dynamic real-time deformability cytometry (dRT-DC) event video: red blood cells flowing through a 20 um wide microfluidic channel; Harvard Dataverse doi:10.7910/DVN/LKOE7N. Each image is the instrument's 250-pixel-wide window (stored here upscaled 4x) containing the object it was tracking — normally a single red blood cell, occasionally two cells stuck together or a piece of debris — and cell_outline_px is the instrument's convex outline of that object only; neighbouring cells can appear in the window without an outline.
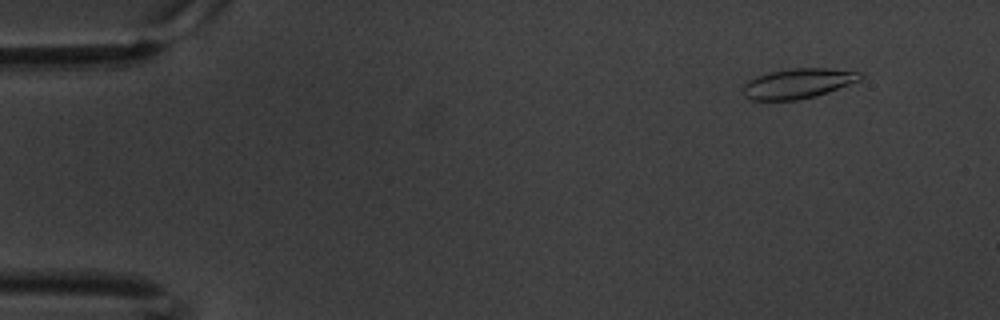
{"species": "common noctule bat (a hibernating species)", "species_latin": "Nyctalus noctula", "temperature_condition": "warm", "stored_images_in_passage": 56, "camera_frame_rate_fps": 3000, "um_per_image_px": 0.085, "animal": {"sex": "male", "body_mass_g": 20.1, "forearm_length_mm": 53.5}, "frame": {"image": 1, "passage_image": 1, "time_ms": 0.0, "image_size_px": [1000, 320], "cell_outline_px": [[864, 76], [860, 80], [828, 92], [816, 96], [796, 100], [748, 100], [744, 96], [744, 84], [748, 80], [756, 76], [768, 72], [792, 68], [828, 68], [864, 72]], "centroid_in_image_um": [67.84, 7.09], "position_along_channel_um": 17.2, "area_um2": 20.63}}
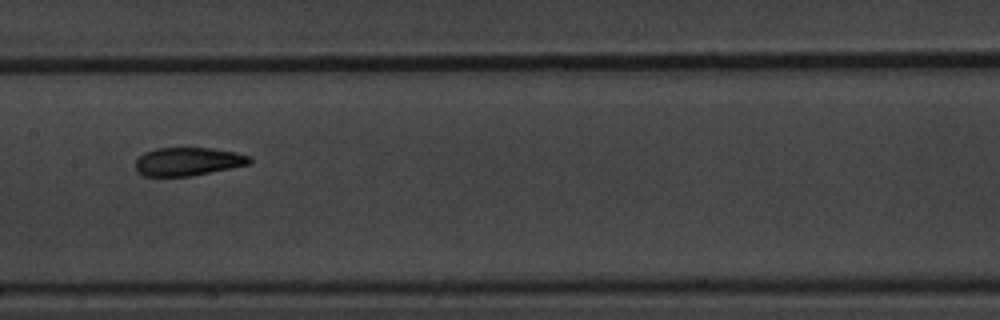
{"frame": {"image": 2, "passage_image": 26, "time_ms": 8.333, "image_size_px": [1000, 320], "cell_outline_px": [[252, 164], [192, 176], [144, 176], [136, 172], [136, 160], [144, 152], [156, 148], [212, 148], [236, 152], [248, 156], [252, 160]], "centroid_in_image_um": [15.99, 13.73], "position_along_channel_um": 191.4, "area_um2": 18.96}}
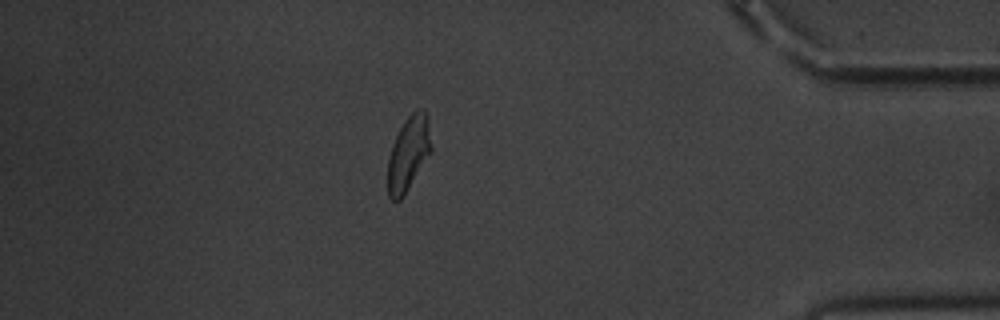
{"frame": {"image": 3, "passage_image": 48, "time_ms": 15.667, "image_size_px": [1000, 320], "cell_outline_px": [[432, 152], [404, 196], [400, 200], [392, 200], [388, 196], [388, 160], [392, 144], [404, 120], [416, 108], [424, 108], [428, 116], [432, 144]], "centroid_in_image_um": [34.75, 13.02], "position_along_channel_um": 400.4, "area_um2": 19.25}, "authors_computed_cell_mechanics": {"area_um2": 19.3919, "velocity_mm_per_s": 3.3503, "shape_relaxation_time_tau1_ms": 4.6527, "shape_relaxation_time_tau2_ms": 2.1849, "deformation_change_tau1": 0.1532, "deformation_change_tau2": 0.0902}}